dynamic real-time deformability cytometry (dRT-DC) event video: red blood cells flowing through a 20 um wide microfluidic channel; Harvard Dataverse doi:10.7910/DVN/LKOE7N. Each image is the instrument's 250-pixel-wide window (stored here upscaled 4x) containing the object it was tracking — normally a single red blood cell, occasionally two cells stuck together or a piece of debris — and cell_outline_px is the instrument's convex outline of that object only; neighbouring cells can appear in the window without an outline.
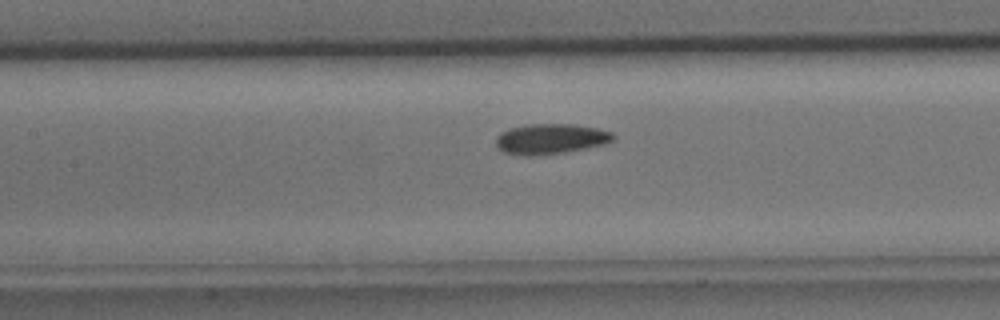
{"species": "common noctule bat (a hibernating species)", "species_latin": "Nyctalus noctula", "temperature_condition": "cold", "stored_images_in_passage": 30, "camera_frame_rate_fps": 3000, "um_per_image_px": 0.085, "animal": {"sex": "male", "body_mass_g": 15.6}, "frame": {"image": 1, "passage_image": 16, "time_ms": 5.0, "image_size_px": [1000, 320], "cell_outline_px": [[616, 136], [608, 144], [564, 152], [536, 156], [520, 156], [504, 152], [496, 148], [496, 136], [500, 132], [508, 128], [524, 124], [572, 124], [596, 128], [612, 132]], "centroid_in_image_um": [46.76, 11.81], "position_along_channel_um": 160.6, "area_um2": 21.1}}
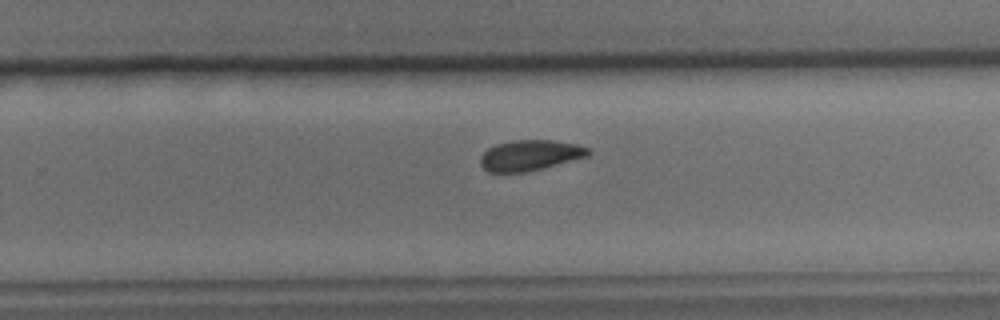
{"frame": {"image": 2, "passage_image": 24, "time_ms": 7.667, "image_size_px": [1000, 320], "cell_outline_px": [[592, 152], [588, 156], [524, 172], [488, 172], [480, 164], [480, 156], [488, 148], [496, 144], [512, 140], [552, 140], [576, 144], [588, 148]], "centroid_in_image_um": [45.02, 13.19], "position_along_channel_um": 284.8, "area_um2": 19.02}}
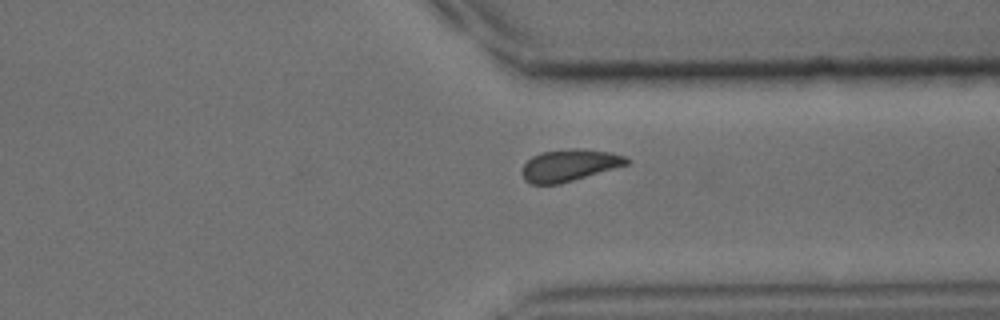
{"frame": {"image": 3, "passage_image": 29, "time_ms": 9.333, "image_size_px": [1000, 320], "cell_outline_px": [[632, 160], [628, 164], [560, 184], [532, 184], [524, 180], [520, 172], [524, 164], [532, 156], [540, 152], [572, 148], [580, 148], [608, 152], [624, 156]], "centroid_in_image_um": [48.36, 14.04], "position_along_channel_um": 363.0, "area_um2": 19.48}}